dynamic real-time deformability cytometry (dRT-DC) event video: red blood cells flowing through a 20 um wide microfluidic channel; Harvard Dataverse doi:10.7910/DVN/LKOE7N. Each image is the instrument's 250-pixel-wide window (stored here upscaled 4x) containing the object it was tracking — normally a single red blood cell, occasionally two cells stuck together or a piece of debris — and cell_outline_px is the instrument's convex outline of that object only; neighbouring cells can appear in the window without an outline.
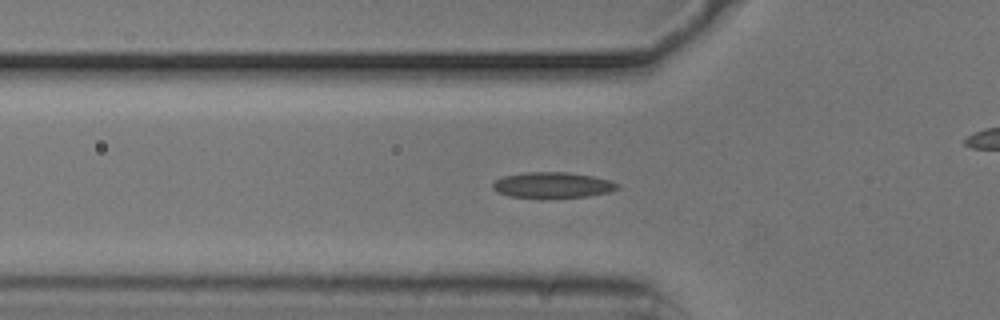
{"species": "common noctule bat (a hibernating species)", "species_latin": "Nyctalus noctula", "temperature_condition": "cold", "stored_images_in_passage": 49, "camera_frame_rate_fps": 3000, "um_per_image_px": 0.085, "animal": {"sex": "male", "body_mass_g": 20.5, "forearm_length_mm": 52.5}, "frame": {"image": 1, "passage_image": 12, "time_ms": 3.667, "image_size_px": [1000, 320], "cell_outline_px": [[620, 188], [608, 192], [588, 196], [544, 200], [508, 196], [496, 192], [492, 188], [492, 184], [496, 180], [504, 176], [528, 172], [568, 172], [592, 176], [608, 180], [620, 184]], "centroid_in_image_um": [46.94, 15.77], "position_along_channel_um": 78.9, "area_um2": 19.31}}
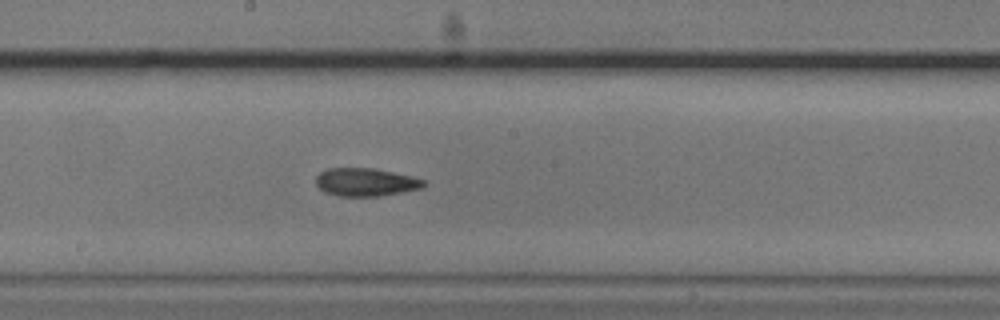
{"frame": {"image": 2, "passage_image": 23, "time_ms": 7.333, "image_size_px": [1000, 320], "cell_outline_px": [[428, 184], [420, 188], [400, 192], [376, 196], [340, 196], [324, 192], [316, 184], [316, 176], [320, 172], [328, 168], [376, 168], [412, 176], [424, 180]], "centroid_in_image_um": [31.07, 15.47], "position_along_channel_um": 217.1, "area_um2": 17.57}}
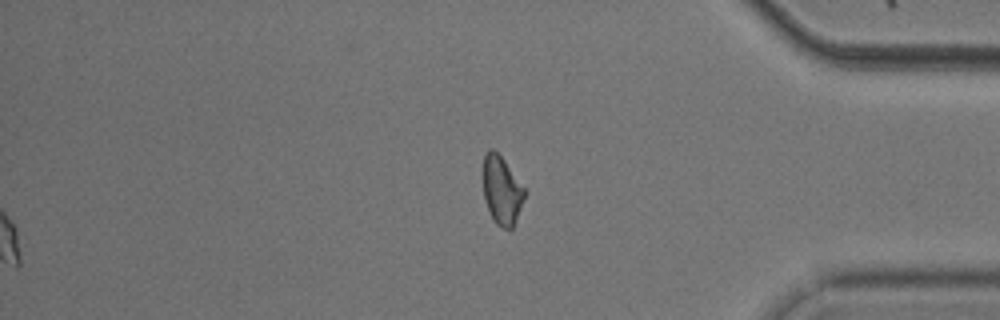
{"frame": {"image": 3, "passage_image": 39, "time_ms": 12.667, "image_size_px": [1000, 320], "cell_outline_px": [[524, 196], [520, 208], [512, 228], [504, 228], [496, 224], [492, 220], [484, 196], [484, 152], [488, 148], [492, 148], [504, 160], [524, 188]], "centroid_in_image_um": [42.62, 16.16], "position_along_channel_um": 392.6, "area_um2": 16.01}, "authors_computed_cell_mechanics": {"area_um2": 17.5712, "velocity_mm_per_s": 3.7448, "shape_relaxation_time_tau1_ms": 7.8478, "shape_relaxation_time_tau2_ms": 3.992, "deformation_change_tau1": 0.1661, "deformation_change_tau2": 0.1013}}